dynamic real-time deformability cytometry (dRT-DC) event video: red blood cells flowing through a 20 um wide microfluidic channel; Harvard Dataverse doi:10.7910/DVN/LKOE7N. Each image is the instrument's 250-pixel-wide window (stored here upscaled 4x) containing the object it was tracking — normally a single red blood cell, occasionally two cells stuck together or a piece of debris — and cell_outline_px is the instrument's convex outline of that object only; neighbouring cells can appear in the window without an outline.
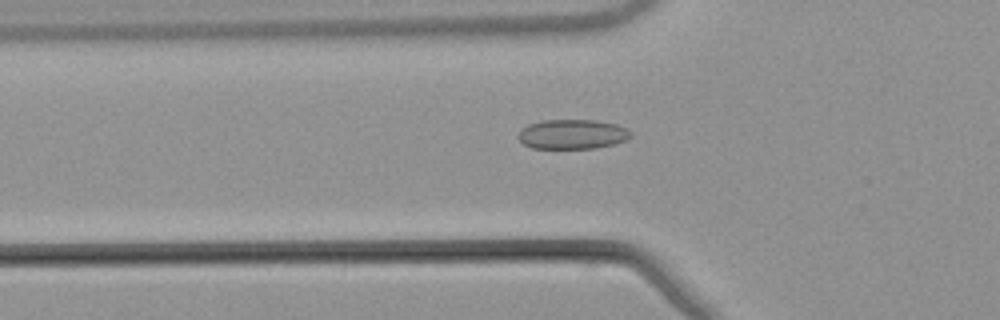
{"species": "common noctule bat (a hibernating species)", "species_latin": "Nyctalus noctula", "temperature_condition": "warm", "stored_images_in_passage": 44, "camera_frame_rate_fps": 3000, "um_per_image_px": 0.085, "animal": {"sex": "male", "body_mass_g": 21.5, "forearm_length_mm": 52.0}, "frame": {"image": 1, "passage_image": 9, "time_ms": 2.667, "image_size_px": [1000, 320], "cell_outline_px": [[632, 136], [624, 140], [612, 144], [596, 148], [532, 148], [524, 144], [516, 136], [520, 128], [528, 124], [544, 120], [596, 120], [616, 124], [628, 128], [632, 132]], "centroid_in_image_um": [48.63, 11.4], "position_along_channel_um": 77.2, "area_um2": 19.54}}
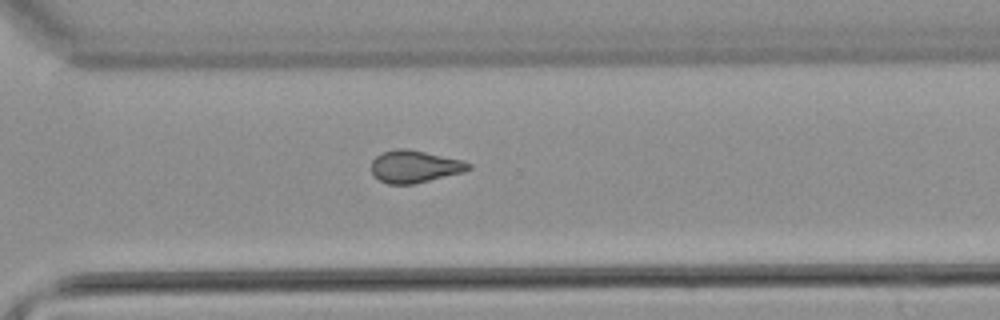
{"frame": {"image": 2, "passage_image": 29, "time_ms": 9.333, "image_size_px": [1000, 320], "cell_outline_px": [[472, 168], [464, 172], [412, 184], [388, 184], [380, 180], [372, 172], [372, 160], [380, 152], [396, 148], [408, 148], [460, 160], [472, 164]], "centroid_in_image_um": [35.23, 14.14], "position_along_channel_um": 335.4, "area_um2": 18.21}}
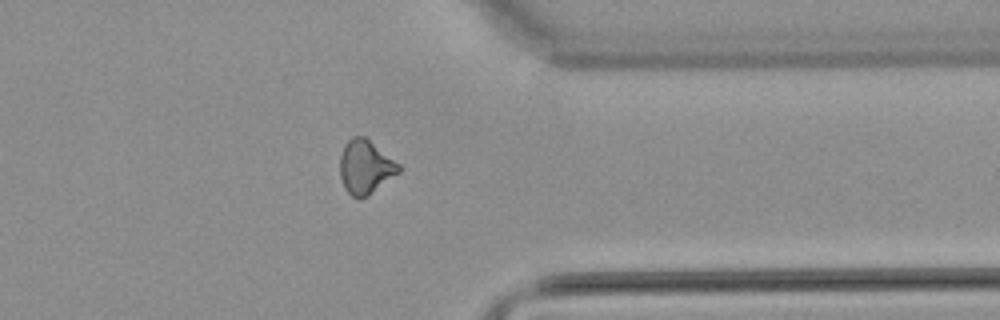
{"frame": {"image": 3, "passage_image": 33, "time_ms": 10.667, "image_size_px": [1000, 320], "cell_outline_px": [[400, 172], [368, 196], [360, 200], [356, 200], [344, 188], [340, 176], [340, 156], [344, 144], [352, 136], [364, 136], [400, 164]], "centroid_in_image_um": [31.05, 14.22], "position_along_channel_um": 380.4, "area_um2": 18.61}, "authors_computed_cell_mechanics": {"area_um2": 18.4382, "velocity_mm_per_s": 3.8674, "shape_relaxation_time_tau1_ms": null, "shape_relaxation_time_tau2_ms": 1.5976, "deformation_change_tau1": null, "deformation_change_tau2": 0.0843}}